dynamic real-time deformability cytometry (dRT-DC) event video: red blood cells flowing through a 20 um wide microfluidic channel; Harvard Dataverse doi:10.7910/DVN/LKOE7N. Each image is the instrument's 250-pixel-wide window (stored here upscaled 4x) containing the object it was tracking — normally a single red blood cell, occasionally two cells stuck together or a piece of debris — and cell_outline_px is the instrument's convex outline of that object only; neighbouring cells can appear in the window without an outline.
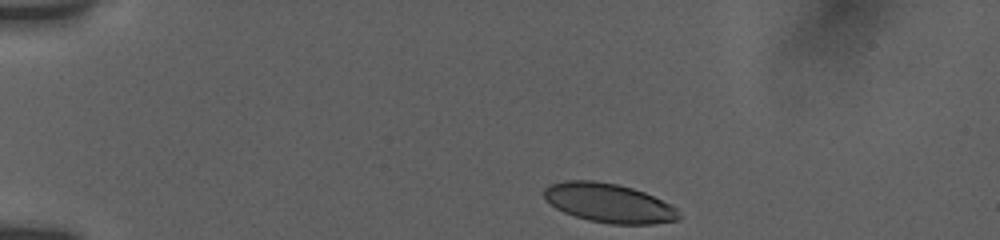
{"species": "human", "species_latin": "Homo sapiens", "temperature_condition": "room temperature", "stored_images_in_passage": 44, "camera_frame_rate_fps": 3000, "um_per_image_px": 0.085, "donor": {"sex": "female"}, "frame": {"image": 1, "passage_image": 1, "time_ms": 0.0, "image_size_px": [1000, 240], "cell_outline_px": [[680, 216], [676, 220], [652, 224], [612, 224], [588, 220], [564, 212], [556, 208], [544, 196], [544, 188], [548, 184], [564, 180], [596, 180], [616, 184], [632, 188], [644, 192], [676, 208]], "centroid_in_image_um": [51.71, 17.24], "position_along_channel_um": 33.3, "area_um2": 30.46}}
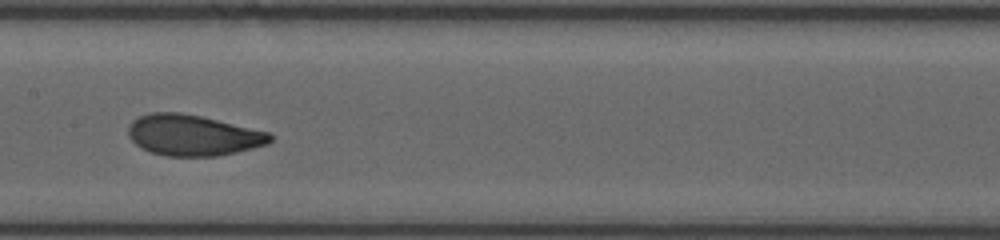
{"frame": {"image": 2, "passage_image": 19, "time_ms": 6.0, "image_size_px": [1000, 240], "cell_outline_px": [[276, 136], [268, 144], [236, 152], [216, 156], [168, 156], [152, 152], [140, 148], [128, 136], [128, 128], [132, 120], [140, 116], [152, 112], [180, 112], [200, 116], [268, 132]], "centroid_in_image_um": [16.39, 11.49], "position_along_channel_um": 191.0, "area_um2": 33.7}}
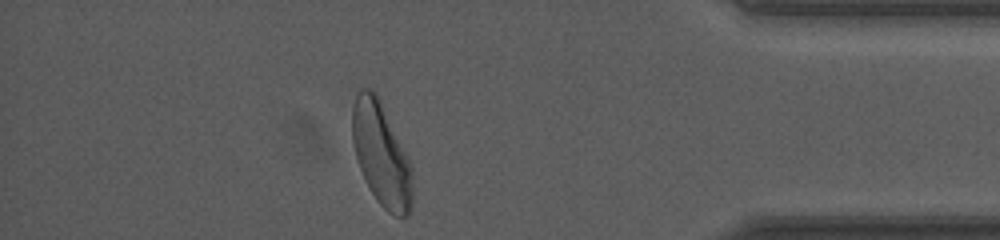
{"frame": {"image": 3, "passage_image": 38, "time_ms": 12.333, "image_size_px": [1000, 240], "cell_outline_px": [[412, 204], [408, 216], [396, 216], [388, 212], [376, 200], [356, 160], [352, 144], [352, 108], [356, 96], [360, 88], [372, 88], [376, 92], [408, 156], [412, 168]], "centroid_in_image_um": [32.4, 13.1], "position_along_channel_um": 402.8, "area_um2": 36.24}, "authors_computed_cell_mechanics": {"area_um2": 33.5818, "velocity_mm_per_s": 3.8268, "shape_relaxation_time_tau1_ms": 3.5969, "shape_relaxation_time_tau2_ms": 0.9666, "deformation_change_tau1": 0.1425, "deformation_change_tau2": 0.065}}